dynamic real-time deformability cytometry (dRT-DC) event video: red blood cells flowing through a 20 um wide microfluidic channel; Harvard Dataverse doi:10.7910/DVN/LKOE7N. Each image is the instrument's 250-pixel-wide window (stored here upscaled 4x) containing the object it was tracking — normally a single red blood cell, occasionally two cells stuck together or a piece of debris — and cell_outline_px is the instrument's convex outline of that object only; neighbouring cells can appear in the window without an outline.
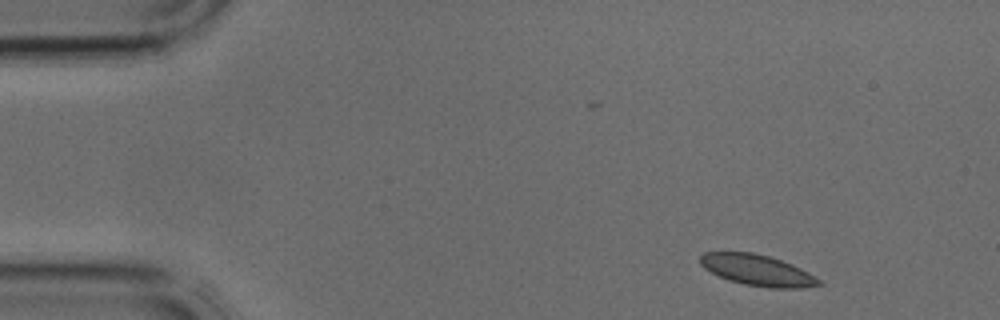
{"species": "common noctule bat (a hibernating species)", "species_latin": "Nyctalus noctula", "temperature_condition": "cold", "stored_images_in_passage": 2, "camera_frame_rate_fps": 3000, "um_per_image_px": 0.085, "animal": {"sex": "male", "body_mass_g": 17.9, "forearm_length_mm": 54.2}, "frame": {"image": 1, "passage_image": 1, "time_ms": 0.0, "image_size_px": [1000, 320], "cell_outline_px": [[824, 284], [800, 288], [772, 288], [744, 284], [728, 280], [704, 268], [700, 264], [700, 256], [704, 252], [752, 252], [768, 256], [792, 264], [808, 272], [820, 280]], "centroid_in_image_um": [64.37, 22.97], "position_along_channel_um": 20.6, "area_um2": 21.27}}